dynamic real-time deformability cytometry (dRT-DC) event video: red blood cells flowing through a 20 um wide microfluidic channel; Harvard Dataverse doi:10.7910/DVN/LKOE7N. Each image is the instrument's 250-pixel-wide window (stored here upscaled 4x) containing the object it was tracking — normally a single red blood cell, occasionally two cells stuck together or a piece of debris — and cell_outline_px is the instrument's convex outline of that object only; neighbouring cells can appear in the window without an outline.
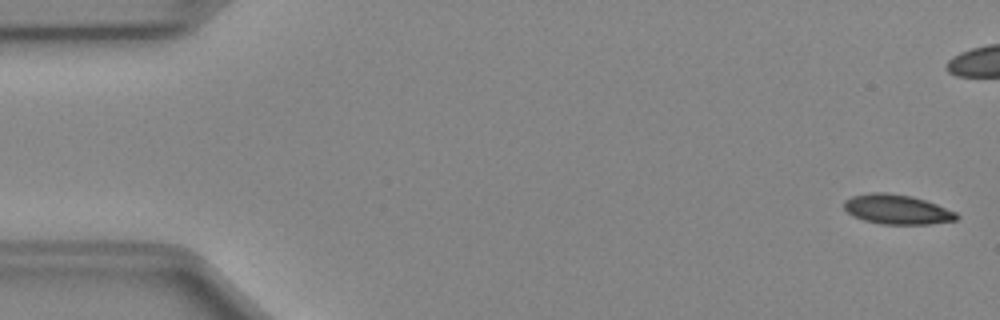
{"species": "Egyptian fruit bat (a non-hibernating species)", "species_latin": "Rousettus aegyptiacus", "temperature_condition": "cold", "stored_images_in_passage": 52, "camera_frame_rate_fps": 3000, "um_per_image_px": 0.085, "animal": {"sex": "female"}, "frame": {"image": 1, "passage_image": 2, "time_ms": 0.333, "image_size_px": [1000, 320], "cell_outline_px": [[956, 216], [940, 220], [876, 220], [864, 216], [856, 212], [852, 208], [872, 196], [896, 196], [916, 200], [928, 204]], "centroid_in_image_um": [76.43, 17.8], "position_along_channel_um": 8.6, "area_um2": 12.48}}